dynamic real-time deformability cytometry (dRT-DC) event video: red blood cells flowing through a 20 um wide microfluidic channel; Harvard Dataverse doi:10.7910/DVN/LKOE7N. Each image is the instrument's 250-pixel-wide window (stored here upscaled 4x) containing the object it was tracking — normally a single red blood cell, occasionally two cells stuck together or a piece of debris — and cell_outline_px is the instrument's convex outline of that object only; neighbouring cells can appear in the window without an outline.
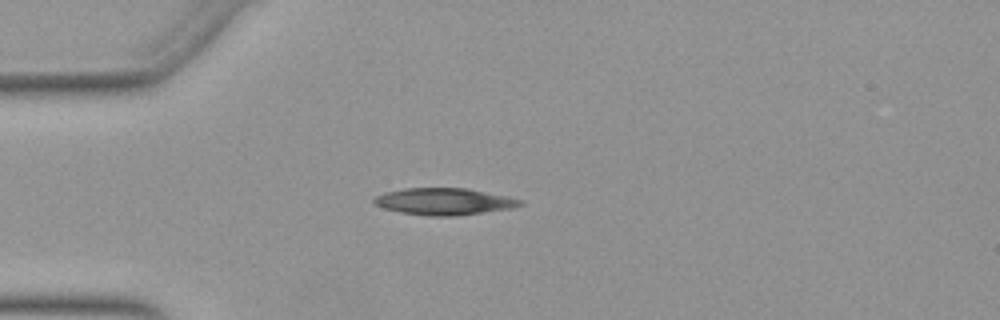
{"species": "Egyptian fruit bat (a non-hibernating species)", "species_latin": "Rousettus aegyptiacus", "temperature_condition": "warm", "stored_images_in_passage": 52, "camera_frame_rate_fps": 3000, "um_per_image_px": 0.085, "animal": {"sex": "female"}, "frame": {"image": 1, "passage_image": 14, "time_ms": 4.333, "image_size_px": [1000, 320], "cell_outline_px": [[524, 204], [512, 208], [456, 216], [428, 216], [400, 212], [384, 208], [372, 204], [372, 196], [384, 192], [404, 188], [468, 188], [508, 196], [524, 200]], "centroid_in_image_um": [37.72, 17.12], "position_along_channel_um": 47.3, "area_um2": 23.18}}
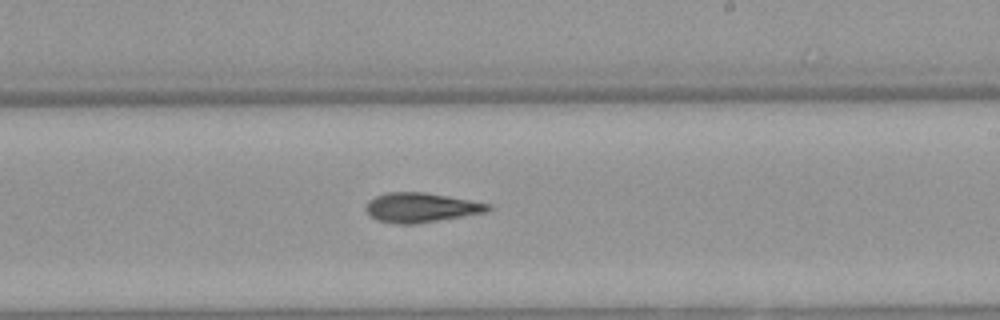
{"frame": {"image": 2, "passage_image": 31, "time_ms": 10.0, "image_size_px": [1000, 320], "cell_outline_px": [[492, 208], [488, 212], [416, 224], [396, 224], [376, 220], [364, 208], [368, 200], [376, 196], [388, 192], [424, 192], [448, 196], [492, 204]], "centroid_in_image_um": [35.8, 17.64], "position_along_channel_um": 253.2, "area_um2": 21.15}}
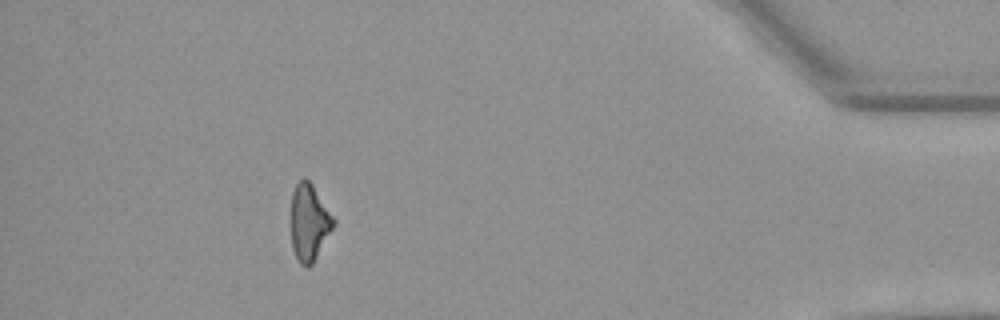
{"frame": {"image": 3, "passage_image": 47, "time_ms": 15.333, "image_size_px": [1000, 320], "cell_outline_px": [[336, 224], [312, 264], [308, 268], [304, 268], [300, 264], [292, 248], [292, 192], [296, 184], [300, 180], [308, 180], [312, 184], [336, 220]], "centroid_in_image_um": [26.3, 18.94], "position_along_channel_um": 408.9, "area_um2": 18.84}, "authors_computed_cell_mechanics": {"area_um2": 21.1837, "velocity_mm_per_s": 3.9399, "shape_relaxation_time_tau1_ms": 4.897, "shape_relaxation_time_tau2_ms": null, "deformation_change_tau1": 0.1625, "deformation_change_tau2": null}}